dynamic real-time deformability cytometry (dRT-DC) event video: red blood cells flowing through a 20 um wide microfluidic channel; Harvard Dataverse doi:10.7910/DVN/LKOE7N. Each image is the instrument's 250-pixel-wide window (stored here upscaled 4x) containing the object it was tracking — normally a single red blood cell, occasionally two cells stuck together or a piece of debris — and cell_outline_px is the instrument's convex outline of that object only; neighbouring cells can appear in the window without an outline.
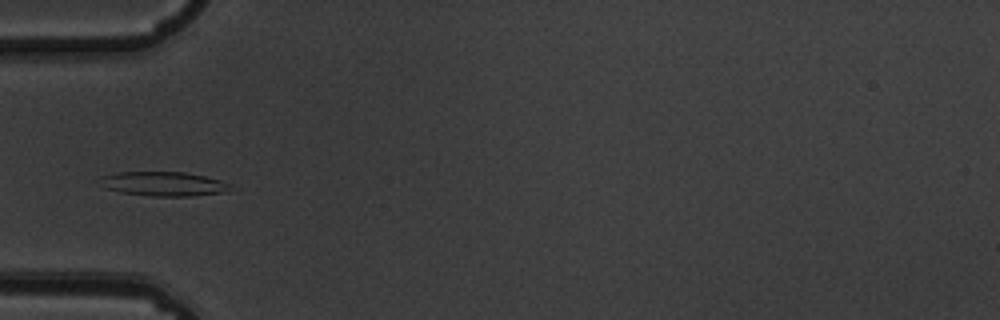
{"species": "common noctule bat (a hibernating species)", "species_latin": "Nyctalus noctula", "temperature_condition": "warm", "stored_images_in_passage": 8, "camera_frame_rate_fps": 3000, "um_per_image_px": 0.085, "animal": {"sex": "male", "body_mass_g": 19.5, "forearm_length_mm": 54.6}, "frame": {"image": 1, "passage_image": 5, "time_ms": 1.333, "image_size_px": [1000, 320], "cell_outline_px": [[232, 184], [228, 192], [192, 196], [152, 196], [120, 192], [96, 184], [100, 176], [116, 172], [184, 172], [204, 176], [220, 180]], "centroid_in_image_um": [13.87, 15.62], "position_along_channel_um": 71.1, "area_um2": 18.67}}
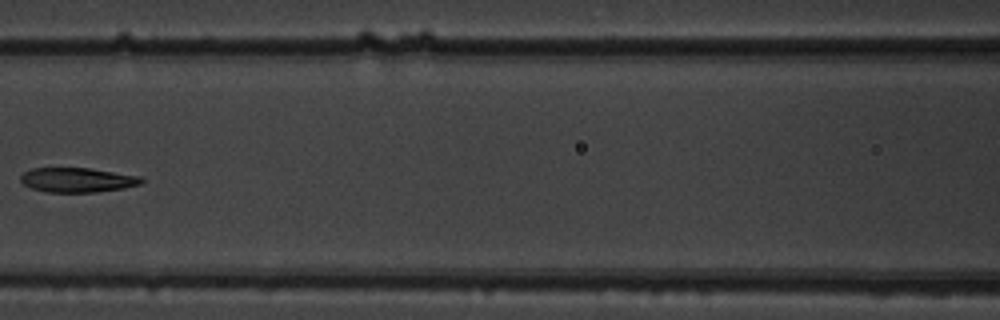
{"frame": {"image": 2, "passage_image": 7, "time_ms": 2.0, "image_size_px": [1000, 320], "cell_outline_px": [[144, 180], [140, 184], [124, 188], [96, 192], [44, 192], [32, 188], [24, 184], [20, 180], [20, 176], [24, 172], [32, 168], [88, 168], [140, 176]], "centroid_in_image_um": [6.56, 15.3], "position_along_channel_um": 160.0, "area_um2": 17.22}}
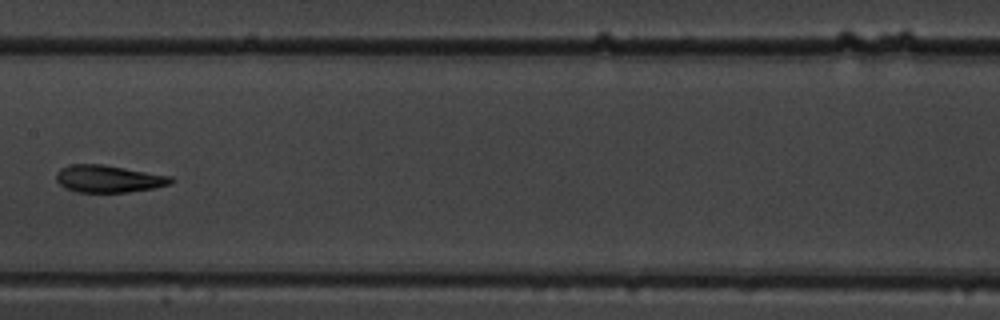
{"frame": {"image": 3, "passage_image": 8, "time_ms": 2.333, "image_size_px": [1000, 320], "cell_outline_px": [[176, 180], [168, 184], [152, 188], [128, 192], [76, 192], [64, 188], [56, 180], [56, 172], [60, 168], [72, 164], [100, 164], [172, 176]], "centroid_in_image_um": [9.19, 15.2], "position_along_channel_um": 198.2, "area_um2": 18.15}}